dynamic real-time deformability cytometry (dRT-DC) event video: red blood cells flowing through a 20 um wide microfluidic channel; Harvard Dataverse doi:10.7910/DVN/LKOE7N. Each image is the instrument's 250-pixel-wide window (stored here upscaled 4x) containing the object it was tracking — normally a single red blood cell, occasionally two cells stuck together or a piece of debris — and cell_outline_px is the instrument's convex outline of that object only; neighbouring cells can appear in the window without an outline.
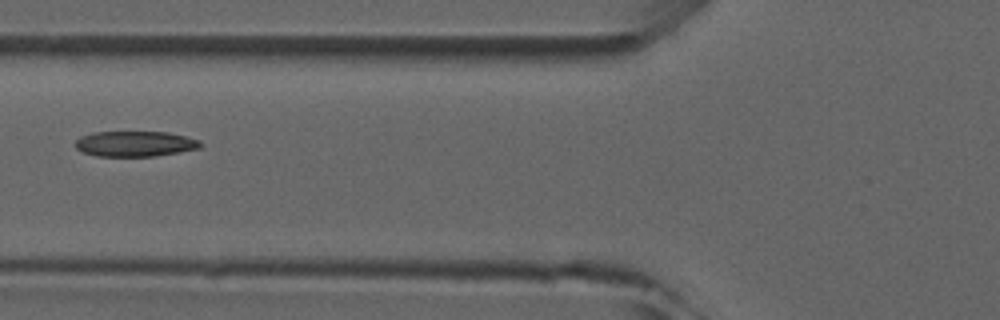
{"species": "common noctule bat (a hibernating species)", "species_latin": "Nyctalus noctula", "temperature_condition": "room temperature", "stored_images_in_passage": 8, "camera_frame_rate_fps": 3000, "um_per_image_px": 0.085, "animal": {"sex": "male", "forearm_length_mm": 52.5}, "frame": {"image": 1, "passage_image": 6, "time_ms": 6.0, "image_size_px": [1000, 320], "cell_outline_px": [[204, 144], [200, 148], [156, 156], [96, 156], [84, 152], [76, 148], [76, 140], [80, 136], [92, 132], [168, 132], [200, 140]], "centroid_in_image_um": [11.49, 12.22], "position_along_channel_um": 114.3, "area_um2": 18.55}}
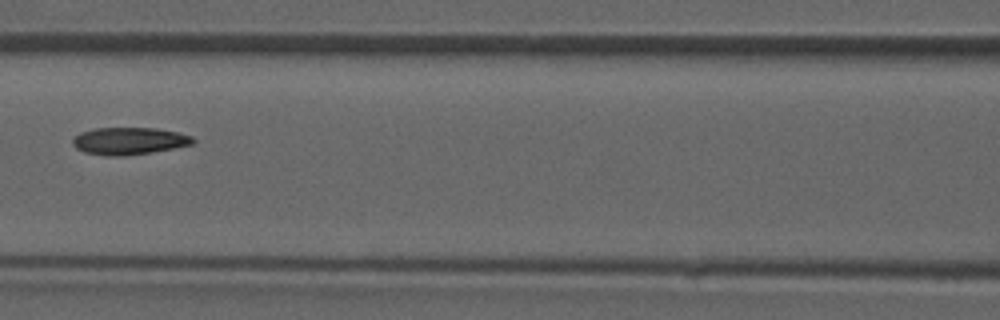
{"frame": {"image": 2, "passage_image": 7, "time_ms": 7.0, "image_size_px": [1000, 320], "cell_outline_px": [[196, 140], [192, 144], [152, 152], [124, 156], [108, 156], [84, 152], [76, 148], [72, 144], [72, 140], [80, 132], [96, 128], [156, 128], [176, 132], [192, 136]], "centroid_in_image_um": [10.96, 11.98], "position_along_channel_um": 155.6, "area_um2": 19.02}}